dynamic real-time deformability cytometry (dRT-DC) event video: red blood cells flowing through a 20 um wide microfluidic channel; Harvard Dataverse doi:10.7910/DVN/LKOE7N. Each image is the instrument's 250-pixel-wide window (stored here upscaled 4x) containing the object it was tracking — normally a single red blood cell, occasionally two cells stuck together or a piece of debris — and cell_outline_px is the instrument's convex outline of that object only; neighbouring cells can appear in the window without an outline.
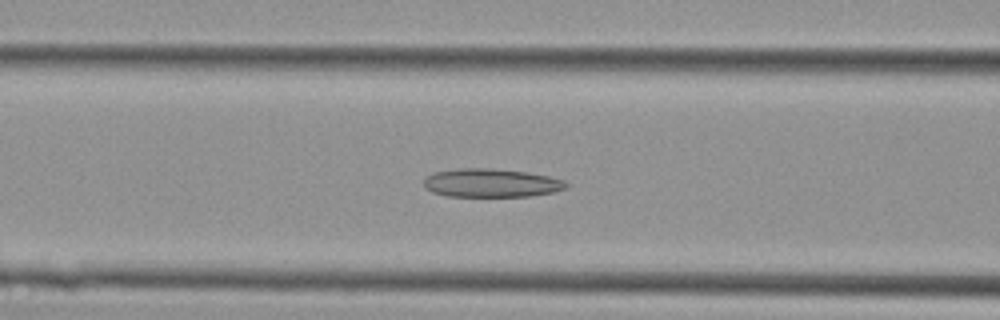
{"species": "Egyptian fruit bat (a non-hibernating species)", "species_latin": "Rousettus aegyptiacus", "temperature_condition": "cold", "stored_images_in_passage": 35, "camera_frame_rate_fps": 3000, "um_per_image_px": 0.085, "animal": {"sex": "female"}, "frame": {"image": 1, "passage_image": 8, "time_ms": 2.333, "image_size_px": [1000, 320], "cell_outline_px": [[568, 188], [556, 192], [532, 196], [448, 196], [432, 192], [424, 188], [424, 176], [432, 172], [460, 168], [488, 168], [528, 172], [548, 176], [564, 180], [568, 184]], "centroid_in_image_um": [41.75, 15.55], "position_along_channel_um": 124.9, "area_um2": 23.93}}
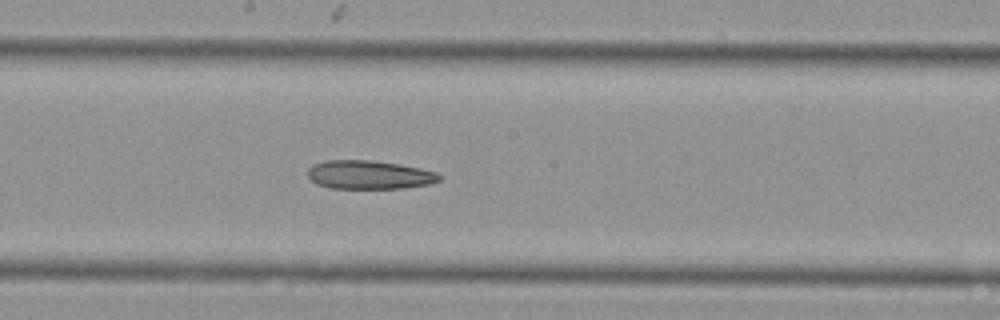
{"frame": {"image": 2, "passage_image": 14, "time_ms": 4.333, "image_size_px": [1000, 320], "cell_outline_px": [[444, 176], [440, 180], [432, 184], [404, 188], [328, 188], [316, 184], [308, 176], [308, 168], [312, 164], [324, 160], [372, 160], [400, 164], [440, 172]], "centroid_in_image_um": [31.43, 14.85], "position_along_channel_um": 216.8, "area_um2": 22.37}}
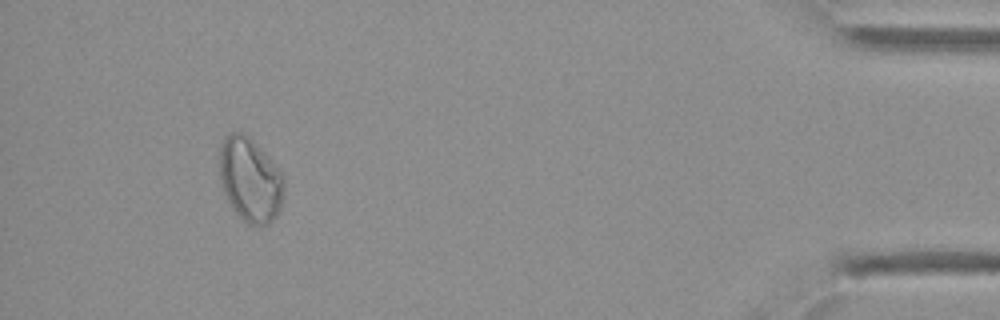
{"frame": {"image": 3, "passage_image": 31, "time_ms": 10.0, "image_size_px": [1000, 320], "cell_outline_px": [[284, 192], [280, 212], [268, 224], [260, 228], [248, 224], [232, 208], [224, 192], [220, 176], [220, 152], [224, 140], [232, 132], [240, 132], [248, 136], [256, 144], [280, 172], [284, 180]], "centroid_in_image_um": [21.29, 15.35], "position_along_channel_um": 413.9, "area_um2": 31.21}}